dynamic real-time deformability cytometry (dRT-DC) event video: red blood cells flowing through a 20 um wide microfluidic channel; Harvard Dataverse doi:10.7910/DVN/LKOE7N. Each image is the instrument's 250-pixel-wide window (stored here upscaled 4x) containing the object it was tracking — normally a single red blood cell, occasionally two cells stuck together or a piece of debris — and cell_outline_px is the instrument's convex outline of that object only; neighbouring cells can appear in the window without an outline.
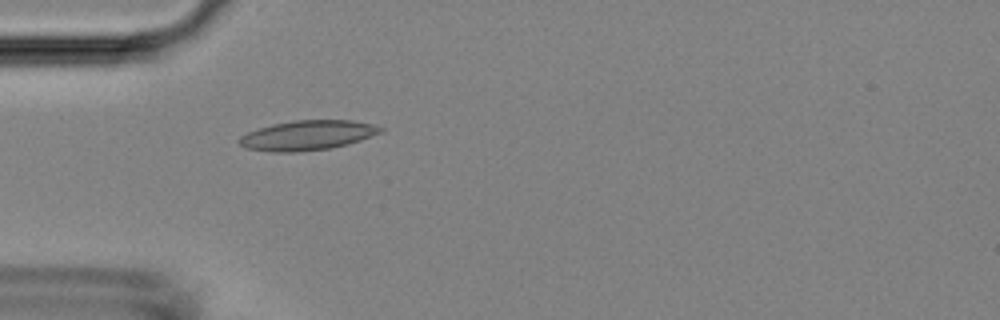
{"species": "Egyptian fruit bat (a non-hibernating species)", "species_latin": "Rousettus aegyptiacus", "temperature_condition": "room temperature", "stored_images_in_passage": 4, "camera_frame_rate_fps": 3000, "um_per_image_px": 0.085, "animal": {"sex": "female"}, "frame": {"image": 1, "passage_image": 4, "time_ms": 3.333, "image_size_px": [1000, 320], "cell_outline_px": [[384, 132], [348, 144], [332, 148], [296, 152], [272, 152], [244, 148], [236, 140], [240, 136], [248, 132], [272, 124], [296, 120], [352, 120], [372, 124], [384, 128]], "centroid_in_image_um": [26.13, 11.5], "position_along_channel_um": 58.9, "area_um2": 24.62}}